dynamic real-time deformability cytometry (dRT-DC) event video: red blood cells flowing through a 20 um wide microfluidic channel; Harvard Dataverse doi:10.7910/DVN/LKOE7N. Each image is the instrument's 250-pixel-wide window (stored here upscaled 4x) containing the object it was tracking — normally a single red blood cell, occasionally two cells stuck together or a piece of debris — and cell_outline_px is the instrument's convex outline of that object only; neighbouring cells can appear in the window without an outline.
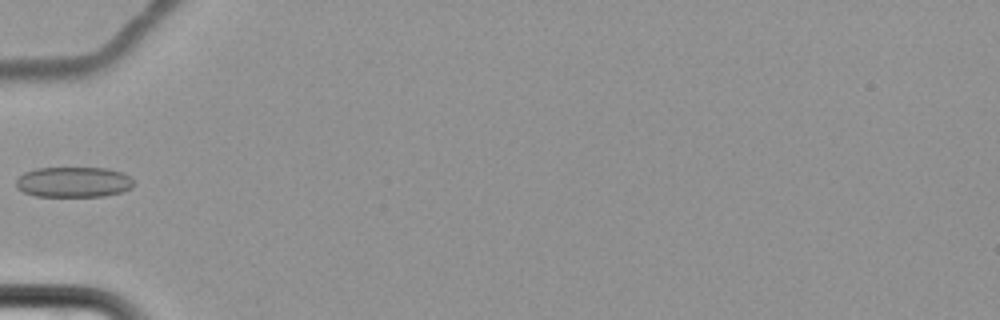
{"species": "common noctule bat (a hibernating species)", "species_latin": "Nyctalus noctula", "temperature_condition": "cold", "stored_images_in_passage": 7, "camera_frame_rate_fps": 3000, "um_per_image_px": 0.085, "animal": {"sex": "female", "body_mass_g": 22.7, "forearm_length_mm": 54.2}, "frame": {"image": 1, "passage_image": 7, "time_ms": 8.333, "image_size_px": [1000, 320], "cell_outline_px": [[136, 184], [132, 188], [120, 192], [104, 196], [36, 196], [24, 192], [16, 188], [16, 180], [24, 172], [36, 168], [108, 168], [124, 172]], "centroid_in_image_um": [6.27, 15.47], "position_along_channel_um": 78.7, "area_um2": 20.98}}